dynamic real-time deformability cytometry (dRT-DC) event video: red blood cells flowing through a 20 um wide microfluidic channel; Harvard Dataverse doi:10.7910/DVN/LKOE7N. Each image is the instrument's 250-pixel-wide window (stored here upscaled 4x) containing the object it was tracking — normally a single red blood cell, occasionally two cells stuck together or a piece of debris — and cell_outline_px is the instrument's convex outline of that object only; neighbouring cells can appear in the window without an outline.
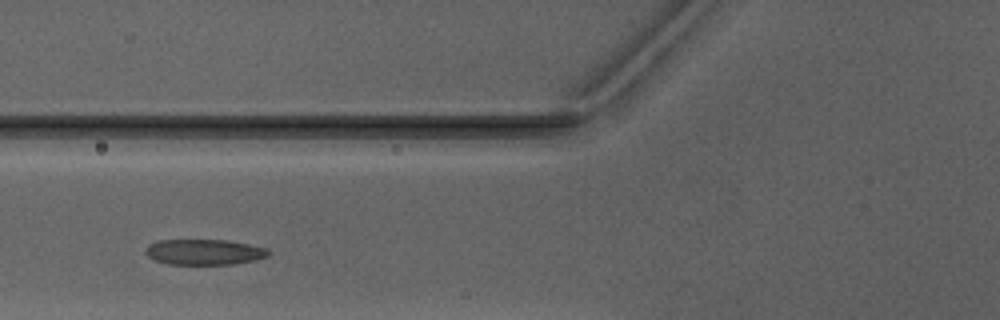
{"species": "Egyptian fruit bat (a non-hibernating species)", "species_latin": "Rousettus aegyptiacus", "temperature_condition": "warm", "stored_images_in_passage": 2, "camera_frame_rate_fps": 3000, "um_per_image_px": 0.085, "animal": {"sex": "male"}, "frame": {"image": 1, "passage_image": 2, "time_ms": 1.0, "image_size_px": [1000, 320], "cell_outline_px": [[272, 252], [268, 256], [256, 260], [232, 264], [168, 264], [156, 260], [148, 256], [144, 252], [144, 248], [148, 244], [156, 240], [224, 240], [248, 244], [268, 248]], "centroid_in_image_um": [17.36, 21.42], "position_along_channel_um": 108.4, "area_um2": 18.44}}